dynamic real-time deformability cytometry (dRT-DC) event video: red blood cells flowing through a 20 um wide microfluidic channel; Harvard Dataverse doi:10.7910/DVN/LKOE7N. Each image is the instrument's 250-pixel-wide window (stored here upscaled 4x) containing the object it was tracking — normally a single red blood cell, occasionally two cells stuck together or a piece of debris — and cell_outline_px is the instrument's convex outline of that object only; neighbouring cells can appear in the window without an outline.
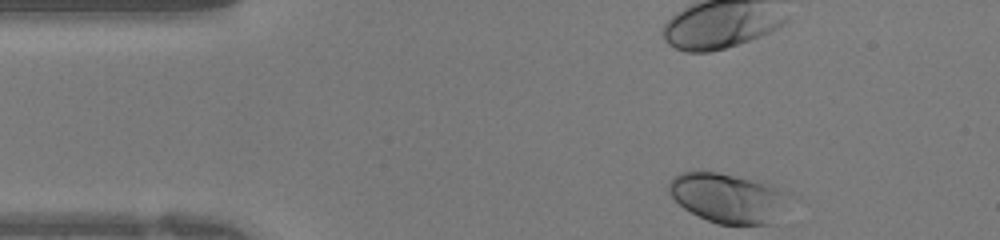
{"species": "human", "species_latin": "Homo sapiens", "temperature_condition": "warm", "stored_images_in_passage": 28, "camera_frame_rate_fps": 3000, "um_per_image_px": 0.085, "donor": {"sex": "female"}, "frame": {"image": 1, "passage_image": 1, "time_ms": 0.0, "image_size_px": [1000, 240], "cell_outline_px": [[800, 200], [772, 224], [716, 224], [684, 208], [668, 192], [668, 184], [680, 172], [716, 172], [764, 180], [792, 192], [800, 196]], "centroid_in_image_um": [62.16, 16.82], "position_along_channel_um": 22.8, "area_um2": 36.53}}